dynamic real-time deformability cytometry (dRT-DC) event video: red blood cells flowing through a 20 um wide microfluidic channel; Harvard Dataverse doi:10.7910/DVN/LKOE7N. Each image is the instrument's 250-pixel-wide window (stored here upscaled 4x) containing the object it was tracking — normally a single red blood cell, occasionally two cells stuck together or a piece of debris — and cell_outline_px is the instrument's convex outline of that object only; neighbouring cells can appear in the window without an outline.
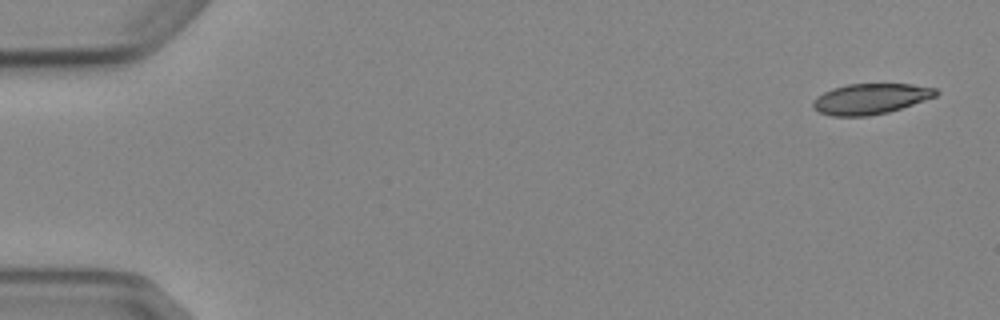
{"species": "Egyptian fruit bat (a non-hibernating species)", "species_latin": "Rousettus aegyptiacus", "temperature_condition": "cold", "stored_images_in_passage": 4, "camera_frame_rate_fps": 3000, "um_per_image_px": 0.085, "animal": {"sex": "female"}, "frame": {"image": 1, "passage_image": 1, "time_ms": 0.0, "image_size_px": [1000, 320], "cell_outline_px": [[940, 92], [936, 96], [888, 112], [868, 116], [832, 116], [820, 112], [812, 104], [812, 100], [816, 96], [832, 88], [848, 84], [912, 84], [936, 88]], "centroid_in_image_um": [73.99, 8.39], "position_along_channel_um": 11.0, "area_um2": 21.79}}
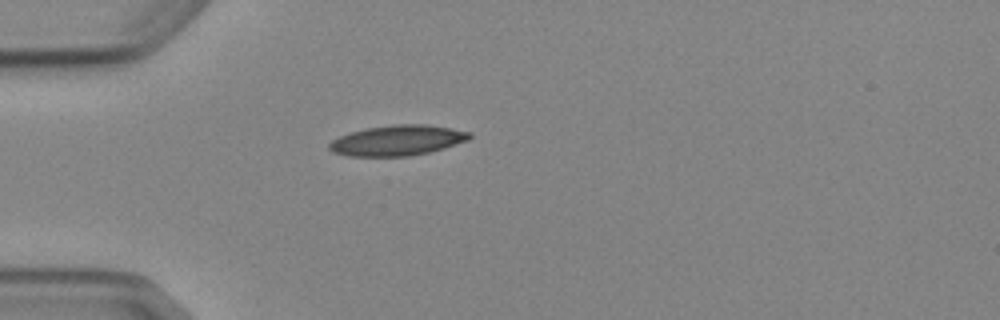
{"frame": {"image": 2, "passage_image": 4, "time_ms": 4.333, "image_size_px": [1000, 320], "cell_outline_px": [[472, 136], [468, 140], [444, 148], [428, 152], [408, 156], [348, 156], [332, 152], [328, 148], [328, 144], [332, 140], [340, 136], [352, 132], [368, 128], [392, 124], [424, 124], [452, 128], [472, 132]], "centroid_in_image_um": [33.79, 11.93], "position_along_channel_um": 51.2, "area_um2": 24.8}}